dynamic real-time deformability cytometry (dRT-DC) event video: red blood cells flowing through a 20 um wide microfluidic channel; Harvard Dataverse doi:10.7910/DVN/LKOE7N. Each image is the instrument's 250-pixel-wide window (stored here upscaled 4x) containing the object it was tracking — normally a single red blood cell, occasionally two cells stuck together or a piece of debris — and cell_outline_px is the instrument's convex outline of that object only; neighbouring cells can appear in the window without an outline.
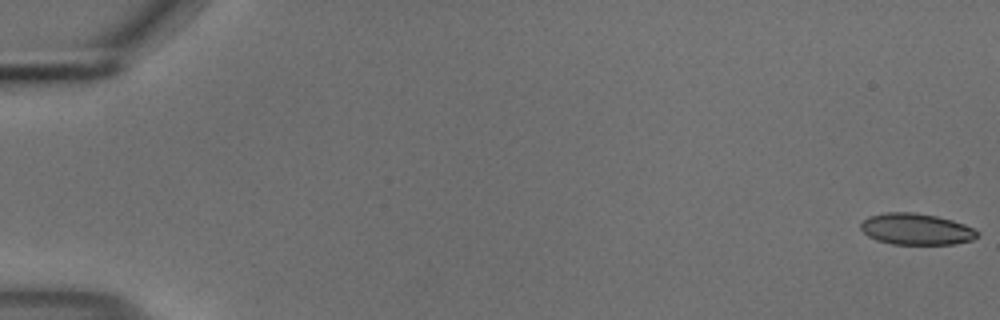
{"species": "common noctule bat (a hibernating species)", "species_latin": "Nyctalus noctula", "temperature_condition": "cold", "stored_images_in_passage": 7, "camera_frame_rate_fps": 3000, "um_per_image_px": 0.085, "animal": {"sex": "male", "body_mass_g": 18.8}, "frame": {"image": 1, "passage_image": 1, "time_ms": 0.0, "image_size_px": [1000, 320], "cell_outline_px": [[980, 236], [972, 240], [956, 244], [892, 244], [876, 240], [868, 236], [860, 228], [860, 224], [868, 216], [888, 212], [916, 212], [936, 216], [952, 220], [964, 224], [980, 232]], "centroid_in_image_um": [77.9, 19.48], "position_along_channel_um": 7.1, "area_um2": 21.44}}